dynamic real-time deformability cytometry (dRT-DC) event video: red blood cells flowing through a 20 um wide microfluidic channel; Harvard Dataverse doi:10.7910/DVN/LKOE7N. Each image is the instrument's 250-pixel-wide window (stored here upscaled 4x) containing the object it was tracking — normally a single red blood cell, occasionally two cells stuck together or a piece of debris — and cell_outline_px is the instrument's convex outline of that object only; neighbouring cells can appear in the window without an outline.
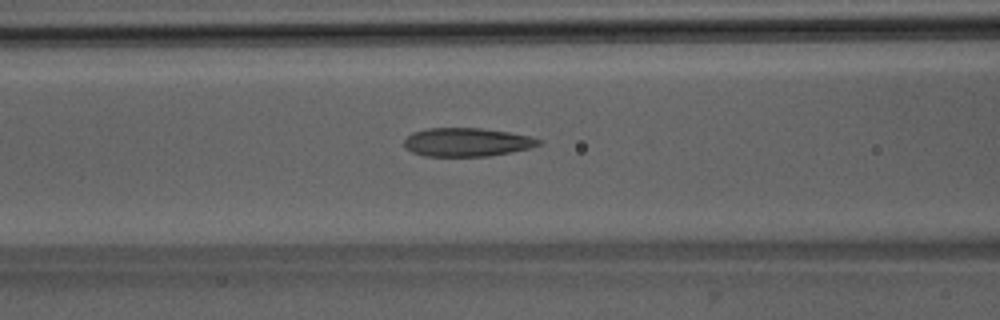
{"species": "Egyptian fruit bat (a non-hibernating species)", "species_latin": "Rousettus aegyptiacus", "temperature_condition": "room temperature", "stored_images_in_passage": 35, "camera_frame_rate_fps": 3000, "um_per_image_px": 0.085, "animal": {"sex": "male"}, "frame": {"image": 1, "passage_image": 5, "time_ms": 1.333, "image_size_px": [1000, 320], "cell_outline_px": [[544, 140], [540, 144], [528, 148], [512, 152], [488, 156], [424, 156], [412, 152], [404, 148], [404, 140], [412, 132], [428, 128], [480, 128], [508, 132], [528, 136]], "centroid_in_image_um": [39.65, 12.08], "position_along_channel_um": 126.9, "area_um2": 22.37}}
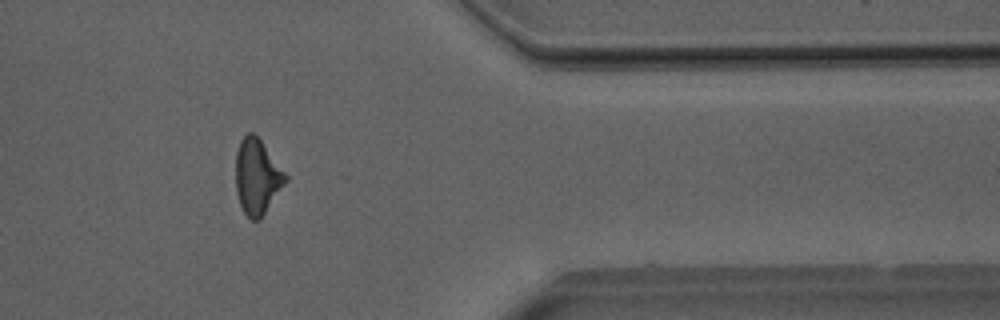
{"frame": {"image": 2, "passage_image": 26, "time_ms": 8.333, "image_size_px": [1000, 320], "cell_outline_px": [[288, 180], [260, 220], [252, 220], [244, 212], [240, 204], [236, 192], [236, 152], [240, 140], [248, 132], [252, 132], [260, 140], [288, 176]], "centroid_in_image_um": [21.85, 15.03], "position_along_channel_um": 389.5, "area_um2": 21.68}}
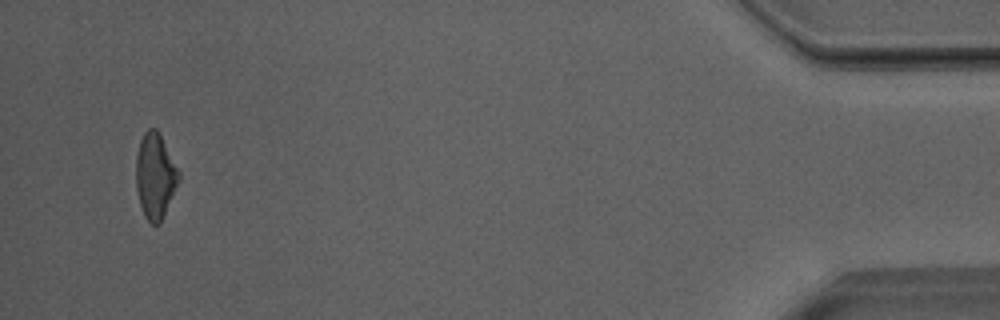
{"frame": {"image": 3, "passage_image": 33, "time_ms": 10.667, "image_size_px": [1000, 320], "cell_outline_px": [[180, 180], [160, 224], [152, 224], [144, 216], [140, 204], [136, 188], [136, 156], [140, 140], [144, 132], [148, 128], [156, 128], [160, 132], [180, 172]], "centroid_in_image_um": [13.2, 14.93], "position_along_channel_um": 422.0, "area_um2": 21.5}, "authors_computed_cell_mechanics": {"area_um2": 21.9062, "velocity_mm_per_s": 4.0166, "shape_relaxation_time_tau1_ms": 6.2984, "shape_relaxation_time_tau2_ms": 2.2476, "deformation_change_tau1": 0.1657, "deformation_change_tau2": 0.1145}}